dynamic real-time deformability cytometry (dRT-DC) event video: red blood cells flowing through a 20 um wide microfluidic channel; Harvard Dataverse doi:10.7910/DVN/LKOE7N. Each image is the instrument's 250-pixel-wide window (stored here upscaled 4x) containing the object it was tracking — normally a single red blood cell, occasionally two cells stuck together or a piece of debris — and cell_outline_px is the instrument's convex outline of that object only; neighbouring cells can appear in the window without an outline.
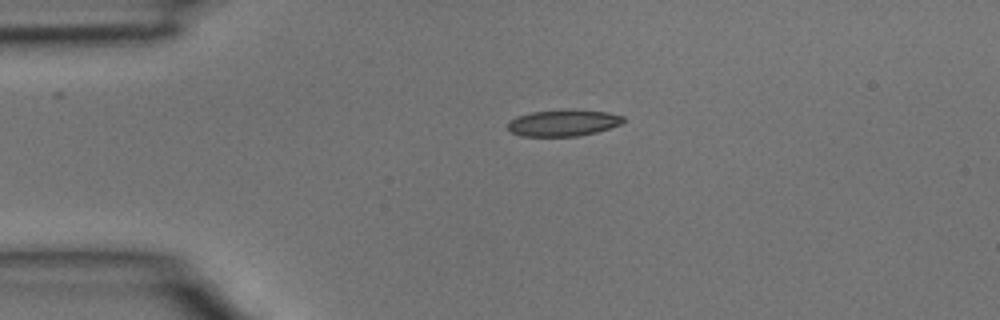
{"species": "common noctule bat (a hibernating species)", "species_latin": "Nyctalus noctula", "temperature_condition": "room temperature", "stored_images_in_passage": 2, "camera_frame_rate_fps": 3000, "um_per_image_px": 0.085, "animal": {"sex": "male", "body_mass_g": 15.6}, "frame": {"image": 1, "passage_image": 1, "time_ms": 0.0, "image_size_px": [1000, 320], "cell_outline_px": [[624, 120], [620, 124], [596, 132], [580, 136], [520, 136], [512, 132], [508, 128], [508, 120], [516, 116], [532, 112], [608, 112], [624, 116]], "centroid_in_image_um": [47.83, 10.49], "position_along_channel_um": 37.2, "area_um2": 16.99}}